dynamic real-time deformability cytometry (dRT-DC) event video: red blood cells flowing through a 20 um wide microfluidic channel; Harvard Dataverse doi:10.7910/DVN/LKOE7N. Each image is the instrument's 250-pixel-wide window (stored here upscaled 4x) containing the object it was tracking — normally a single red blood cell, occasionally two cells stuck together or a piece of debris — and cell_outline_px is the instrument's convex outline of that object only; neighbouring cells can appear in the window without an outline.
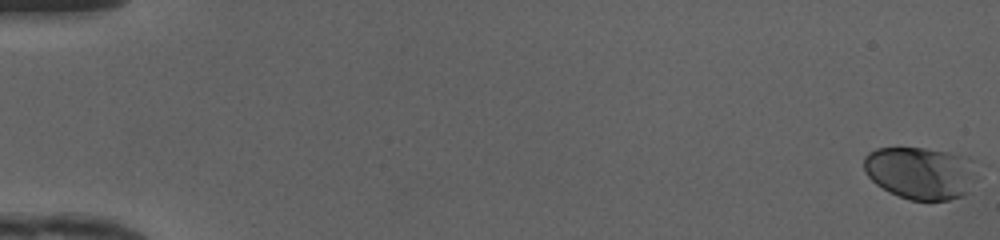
{"species": "human", "species_latin": "Homo sapiens", "temperature_condition": "cold", "stored_images_in_passage": 14, "camera_frame_rate_fps": 3000, "um_per_image_px": 0.085, "donor": {"sex": "female"}, "frame": {"image": 1, "passage_image": 1, "time_ms": 0.0, "image_size_px": [1000, 240], "cell_outline_px": [[976, 180], [968, 192], [960, 196], [948, 200], [908, 200], [888, 192], [876, 184], [868, 176], [864, 168], [864, 156], [868, 152], [876, 148], [924, 148], [948, 152], [968, 156], [972, 160]], "centroid_in_image_um": [78.24, 14.69], "position_along_channel_um": 6.8, "area_um2": 34.74}}